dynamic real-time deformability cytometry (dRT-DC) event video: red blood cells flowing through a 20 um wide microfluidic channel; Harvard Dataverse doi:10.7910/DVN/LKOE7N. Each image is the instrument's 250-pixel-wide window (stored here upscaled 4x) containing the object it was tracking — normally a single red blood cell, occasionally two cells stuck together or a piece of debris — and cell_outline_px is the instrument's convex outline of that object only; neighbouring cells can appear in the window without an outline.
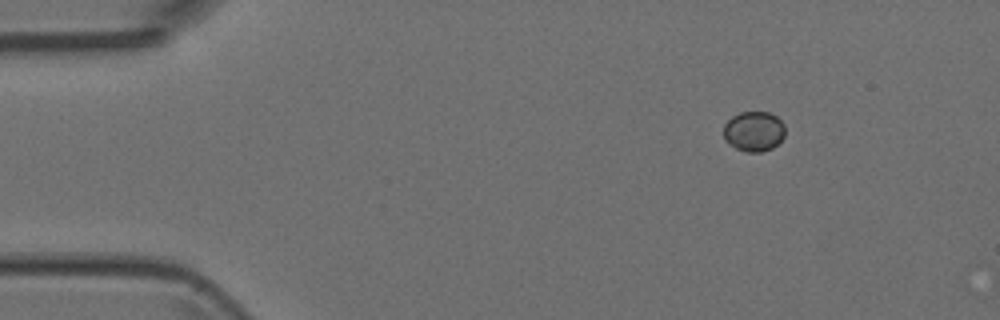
{"species": "Egyptian fruit bat (a non-hibernating species)", "species_latin": "Rousettus aegyptiacus", "temperature_condition": "room temperature", "stored_images_in_passage": 4, "camera_frame_rate_fps": 3000, "um_per_image_px": 0.085, "animal": {"sex": "female"}, "frame": {"image": 1, "passage_image": 1, "time_ms": 0.0, "image_size_px": [1000, 320], "cell_outline_px": [[784, 136], [772, 148], [760, 152], [744, 152], [736, 148], [724, 140], [724, 124], [732, 116], [740, 112], [768, 112], [776, 116], [784, 124]], "centroid_in_image_um": [64.06, 11.16], "position_along_channel_um": 20.9, "area_um2": 14.33}}